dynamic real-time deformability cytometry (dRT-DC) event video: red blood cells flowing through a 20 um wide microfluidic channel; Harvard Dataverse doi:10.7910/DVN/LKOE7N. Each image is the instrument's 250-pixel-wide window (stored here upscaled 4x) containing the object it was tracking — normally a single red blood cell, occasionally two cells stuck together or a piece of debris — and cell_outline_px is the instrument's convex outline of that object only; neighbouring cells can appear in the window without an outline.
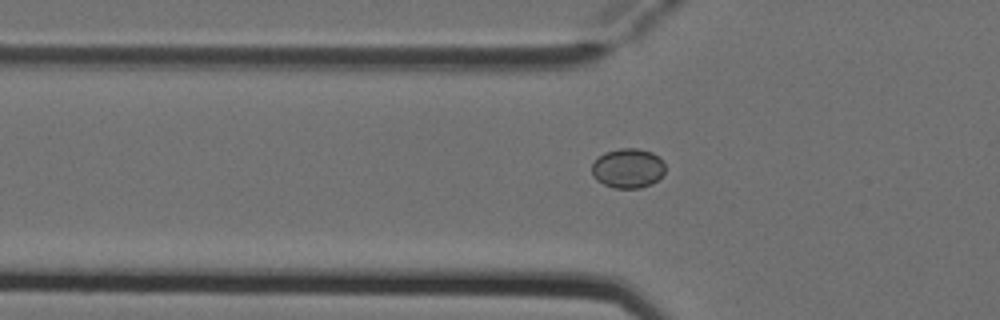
{"species": "Egyptian fruit bat (a non-hibernating species)", "species_latin": "Rousettus aegyptiacus", "temperature_condition": "cold", "stored_images_in_passage": 5, "segment_of_instrument_passage": [2, 2], "camera_frame_rate_fps": 3000, "um_per_image_px": 0.085, "animal": {"sex": "female"}, "frame": {"image": 1, "passage_image": 5, "time_ms": 1.333, "image_size_px": [1000, 320], "cell_outline_px": [[664, 172], [652, 184], [640, 188], [612, 188], [596, 180], [592, 176], [592, 164], [604, 152], [620, 148], [636, 148], [652, 152], [660, 156], [664, 164]], "centroid_in_image_um": [53.36, 14.3], "position_along_channel_um": 72.4, "area_um2": 16.99}}